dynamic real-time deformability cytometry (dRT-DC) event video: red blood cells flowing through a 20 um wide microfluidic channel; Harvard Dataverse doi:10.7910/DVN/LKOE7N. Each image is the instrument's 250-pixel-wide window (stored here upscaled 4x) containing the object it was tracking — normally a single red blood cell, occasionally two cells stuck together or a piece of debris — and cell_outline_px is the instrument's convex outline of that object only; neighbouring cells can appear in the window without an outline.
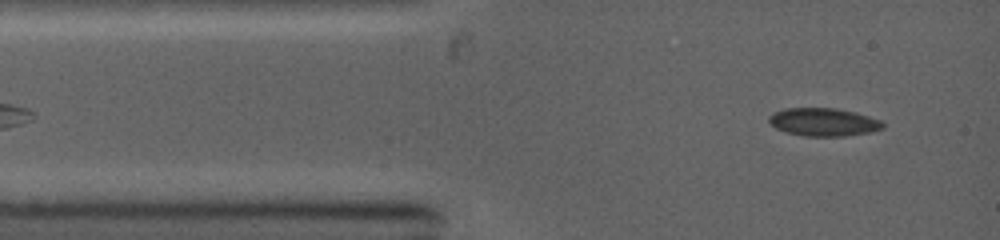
{"species": "common noctule bat (a hibernating species)", "species_latin": "Nyctalus noctula", "temperature_condition": "warm", "stored_images_in_passage": 3, "camera_frame_rate_fps": 5000, "um_per_image_px": 0.085, "animal": {"sex": "female", "body_mass_g": 19.0, "forearm_length_mm": 53.3}, "frame": {"image": 1, "passage_image": 1, "time_ms": 0.0, "image_size_px": [1000, 240], "cell_outline_px": [[884, 128], [872, 132], [844, 136], [804, 136], [788, 132], [776, 128], [768, 120], [768, 116], [772, 112], [784, 108], [836, 108], [856, 112], [880, 120], [884, 124]], "centroid_in_image_um": [70.0, 10.37], "position_along_channel_um": 15.0, "area_um2": 18.67}}
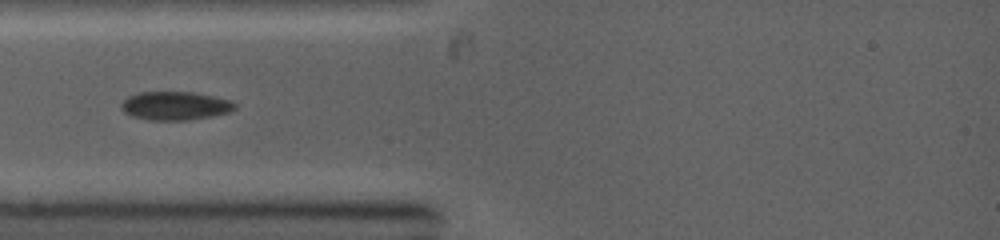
{"frame": {"image": 2, "passage_image": 3, "time_ms": 2.0, "image_size_px": [1000, 240], "cell_outline_px": [[236, 108], [228, 112], [212, 116], [184, 120], [148, 120], [132, 116], [124, 112], [120, 108], [120, 104], [128, 96], [140, 92], [192, 92], [232, 100], [236, 104]], "centroid_in_image_um": [14.87, 8.99], "position_along_channel_um": 70.1, "area_um2": 18.84}}